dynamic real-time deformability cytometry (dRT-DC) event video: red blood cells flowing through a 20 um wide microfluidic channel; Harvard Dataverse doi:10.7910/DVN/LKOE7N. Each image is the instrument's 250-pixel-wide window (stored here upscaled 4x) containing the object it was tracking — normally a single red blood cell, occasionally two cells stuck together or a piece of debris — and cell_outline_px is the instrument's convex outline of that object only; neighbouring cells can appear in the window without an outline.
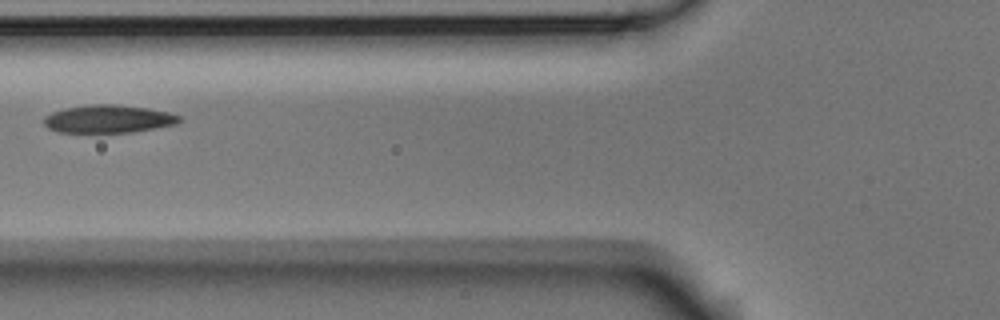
{"species": "Egyptian fruit bat (a non-hibernating species)", "species_latin": "Rousettus aegyptiacus", "temperature_condition": "room temperature", "stored_images_in_passage": 4, "camera_frame_rate_fps": 3000, "um_per_image_px": 0.085, "animal": {"sex": "male"}, "frame": {"image": 1, "passage_image": 4, "time_ms": 1.0, "image_size_px": [1000, 320], "cell_outline_px": [[184, 120], [180, 124], [132, 132], [56, 132], [48, 128], [44, 124], [44, 116], [52, 112], [64, 108], [88, 104], [116, 104], [148, 108], [168, 112], [180, 116]], "centroid_in_image_um": [9.24, 10.1], "position_along_channel_um": 116.6, "area_um2": 22.31}}